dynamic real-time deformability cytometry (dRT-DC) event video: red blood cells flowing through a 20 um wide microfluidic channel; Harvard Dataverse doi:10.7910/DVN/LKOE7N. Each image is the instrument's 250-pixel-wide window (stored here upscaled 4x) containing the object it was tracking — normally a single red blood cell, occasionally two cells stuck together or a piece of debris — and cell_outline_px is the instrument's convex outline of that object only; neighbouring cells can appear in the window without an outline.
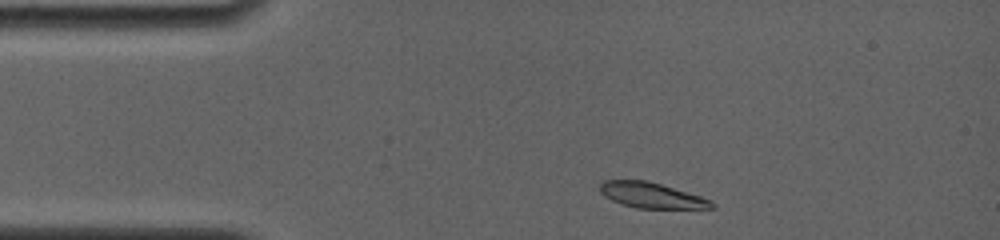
{"species": "common noctule bat (a hibernating species)", "species_latin": "Nyctalus noctula", "temperature_condition": "room temperature", "stored_images_in_passage": 4, "camera_frame_rate_fps": 4000, "um_per_image_px": 0.085, "animal": {"sex": "female", "body_mass_g": 19.0, "forearm_length_mm": 56.7}, "frame": {"image": 1, "passage_image": 1, "time_ms": 0.0, "image_size_px": [1000, 240], "cell_outline_px": [[716, 208], [636, 208], [620, 204], [604, 196], [600, 192], [600, 184], [604, 180], [648, 180], [700, 196], [712, 200], [716, 204]], "centroid_in_image_um": [55.38, 16.6], "position_along_channel_um": 29.6, "area_um2": 16.65}}